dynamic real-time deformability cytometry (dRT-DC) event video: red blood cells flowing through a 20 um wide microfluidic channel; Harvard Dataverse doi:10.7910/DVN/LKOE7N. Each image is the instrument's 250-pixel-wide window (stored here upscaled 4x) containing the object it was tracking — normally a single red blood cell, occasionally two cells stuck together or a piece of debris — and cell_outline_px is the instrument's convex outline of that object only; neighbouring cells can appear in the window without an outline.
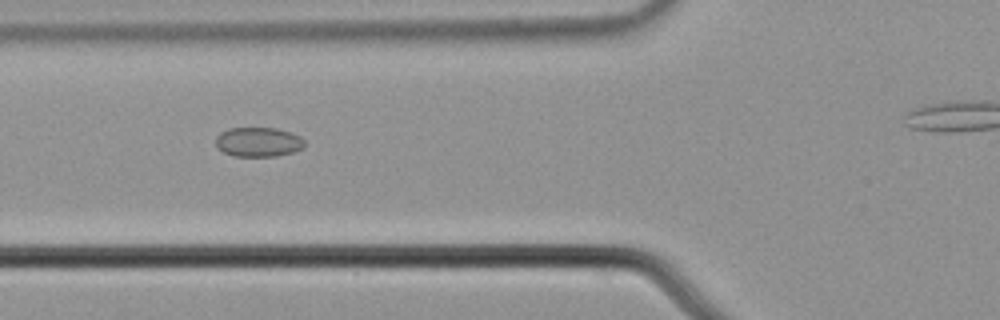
{"species": "common noctule bat (a hibernating species)", "species_latin": "Nyctalus noctula", "temperature_condition": "cold", "stored_images_in_passage": 6, "segment_of_instrument_passage": [1, 2], "camera_frame_rate_fps": 3000, "um_per_image_px": 0.085, "animal": {"sex": "male", "body_mass_g": 21.5, "forearm_length_mm": 52.0}, "frame": {"image": 1, "passage_image": 4, "time_ms": 1.0, "image_size_px": [1000, 320], "cell_outline_px": [[304, 148], [292, 152], [276, 156], [232, 156], [224, 152], [216, 144], [216, 136], [220, 132], [228, 128], [276, 128], [292, 132], [300, 136], [304, 140]], "centroid_in_image_um": [21.97, 12.06], "position_along_channel_um": 103.8, "area_um2": 15.32}}
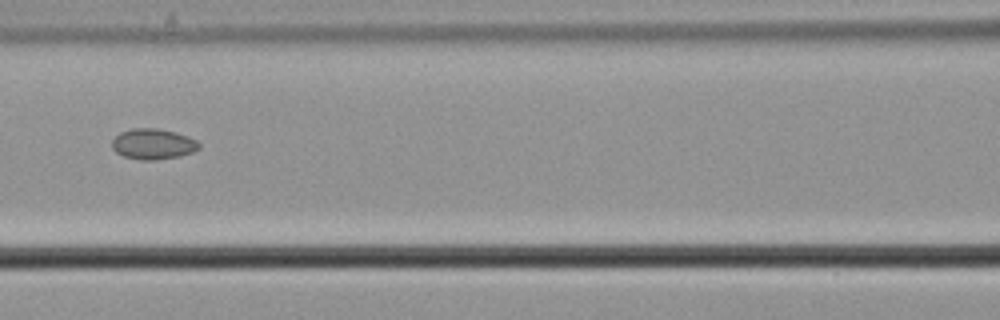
{"frame": {"image": 2, "passage_image": 5, "time_ms": 1.333, "image_size_px": [1000, 320], "cell_outline_px": [[200, 148], [192, 152], [180, 156], [152, 160], [140, 160], [124, 156], [116, 152], [112, 148], [112, 140], [120, 132], [132, 128], [156, 128], [176, 132], [188, 136], [196, 140], [200, 144]], "centroid_in_image_um": [13.01, 12.23], "position_along_channel_um": 153.6, "area_um2": 15.55}}